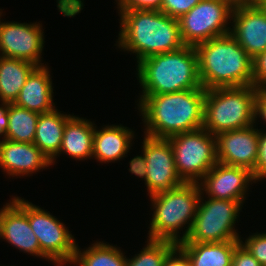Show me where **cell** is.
I'll return each mask as SVG.
<instances>
[{
    "mask_svg": "<svg viewBox=\"0 0 266 266\" xmlns=\"http://www.w3.org/2000/svg\"><path fill=\"white\" fill-rule=\"evenodd\" d=\"M206 90L198 88L159 95H140L136 105L144 135L167 139L203 128Z\"/></svg>",
    "mask_w": 266,
    "mask_h": 266,
    "instance_id": "cell-1",
    "label": "cell"
},
{
    "mask_svg": "<svg viewBox=\"0 0 266 266\" xmlns=\"http://www.w3.org/2000/svg\"><path fill=\"white\" fill-rule=\"evenodd\" d=\"M118 11L120 31L115 46L135 54L136 64L149 56L185 46L178 19L156 10Z\"/></svg>",
    "mask_w": 266,
    "mask_h": 266,
    "instance_id": "cell-2",
    "label": "cell"
},
{
    "mask_svg": "<svg viewBox=\"0 0 266 266\" xmlns=\"http://www.w3.org/2000/svg\"><path fill=\"white\" fill-rule=\"evenodd\" d=\"M195 49L205 90L253 85L252 58L230 33L202 42Z\"/></svg>",
    "mask_w": 266,
    "mask_h": 266,
    "instance_id": "cell-3",
    "label": "cell"
},
{
    "mask_svg": "<svg viewBox=\"0 0 266 266\" xmlns=\"http://www.w3.org/2000/svg\"><path fill=\"white\" fill-rule=\"evenodd\" d=\"M139 95H159L203 88L198 74V55L194 46L149 56L136 65Z\"/></svg>",
    "mask_w": 266,
    "mask_h": 266,
    "instance_id": "cell-4",
    "label": "cell"
},
{
    "mask_svg": "<svg viewBox=\"0 0 266 266\" xmlns=\"http://www.w3.org/2000/svg\"><path fill=\"white\" fill-rule=\"evenodd\" d=\"M200 196L199 184L192 182H183L177 187L149 196L153 212L147 239L175 244L185 241L192 227Z\"/></svg>",
    "mask_w": 266,
    "mask_h": 266,
    "instance_id": "cell-5",
    "label": "cell"
},
{
    "mask_svg": "<svg viewBox=\"0 0 266 266\" xmlns=\"http://www.w3.org/2000/svg\"><path fill=\"white\" fill-rule=\"evenodd\" d=\"M257 90L253 85L206 90L203 128L216 136L254 125Z\"/></svg>",
    "mask_w": 266,
    "mask_h": 266,
    "instance_id": "cell-6",
    "label": "cell"
},
{
    "mask_svg": "<svg viewBox=\"0 0 266 266\" xmlns=\"http://www.w3.org/2000/svg\"><path fill=\"white\" fill-rule=\"evenodd\" d=\"M205 198L201 194L192 227L183 242L240 241L242 237L235 224L240 219L243 204L235 200Z\"/></svg>",
    "mask_w": 266,
    "mask_h": 266,
    "instance_id": "cell-7",
    "label": "cell"
},
{
    "mask_svg": "<svg viewBox=\"0 0 266 266\" xmlns=\"http://www.w3.org/2000/svg\"><path fill=\"white\" fill-rule=\"evenodd\" d=\"M28 216L41 252L54 264H71L77 242L72 231L47 210L19 196L11 198Z\"/></svg>",
    "mask_w": 266,
    "mask_h": 266,
    "instance_id": "cell-8",
    "label": "cell"
},
{
    "mask_svg": "<svg viewBox=\"0 0 266 266\" xmlns=\"http://www.w3.org/2000/svg\"><path fill=\"white\" fill-rule=\"evenodd\" d=\"M167 139L173 148L176 172L183 182L198 183L218 162L216 137L205 128Z\"/></svg>",
    "mask_w": 266,
    "mask_h": 266,
    "instance_id": "cell-9",
    "label": "cell"
},
{
    "mask_svg": "<svg viewBox=\"0 0 266 266\" xmlns=\"http://www.w3.org/2000/svg\"><path fill=\"white\" fill-rule=\"evenodd\" d=\"M234 5V0H201L178 19L183 43L195 47L230 33Z\"/></svg>",
    "mask_w": 266,
    "mask_h": 266,
    "instance_id": "cell-10",
    "label": "cell"
},
{
    "mask_svg": "<svg viewBox=\"0 0 266 266\" xmlns=\"http://www.w3.org/2000/svg\"><path fill=\"white\" fill-rule=\"evenodd\" d=\"M0 9V56L15 58L44 66L42 51L45 38L42 23H19L16 21H1Z\"/></svg>",
    "mask_w": 266,
    "mask_h": 266,
    "instance_id": "cell-11",
    "label": "cell"
},
{
    "mask_svg": "<svg viewBox=\"0 0 266 266\" xmlns=\"http://www.w3.org/2000/svg\"><path fill=\"white\" fill-rule=\"evenodd\" d=\"M142 144L141 149L147 164V196L181 185L183 181L176 172L173 148L169 140L144 135Z\"/></svg>",
    "mask_w": 266,
    "mask_h": 266,
    "instance_id": "cell-12",
    "label": "cell"
},
{
    "mask_svg": "<svg viewBox=\"0 0 266 266\" xmlns=\"http://www.w3.org/2000/svg\"><path fill=\"white\" fill-rule=\"evenodd\" d=\"M253 183L258 182L249 169L219 162L198 182L201 194L206 193L205 197L240 201L243 205L248 196L249 186Z\"/></svg>",
    "mask_w": 266,
    "mask_h": 266,
    "instance_id": "cell-13",
    "label": "cell"
},
{
    "mask_svg": "<svg viewBox=\"0 0 266 266\" xmlns=\"http://www.w3.org/2000/svg\"><path fill=\"white\" fill-rule=\"evenodd\" d=\"M256 124L259 123L215 136L219 163L249 169L254 175L259 149V129Z\"/></svg>",
    "mask_w": 266,
    "mask_h": 266,
    "instance_id": "cell-14",
    "label": "cell"
},
{
    "mask_svg": "<svg viewBox=\"0 0 266 266\" xmlns=\"http://www.w3.org/2000/svg\"><path fill=\"white\" fill-rule=\"evenodd\" d=\"M230 34L253 59L266 50V12L254 4H235Z\"/></svg>",
    "mask_w": 266,
    "mask_h": 266,
    "instance_id": "cell-15",
    "label": "cell"
},
{
    "mask_svg": "<svg viewBox=\"0 0 266 266\" xmlns=\"http://www.w3.org/2000/svg\"><path fill=\"white\" fill-rule=\"evenodd\" d=\"M13 245L19 252L50 261L40 250L27 214L12 200L0 209V240Z\"/></svg>",
    "mask_w": 266,
    "mask_h": 266,
    "instance_id": "cell-16",
    "label": "cell"
},
{
    "mask_svg": "<svg viewBox=\"0 0 266 266\" xmlns=\"http://www.w3.org/2000/svg\"><path fill=\"white\" fill-rule=\"evenodd\" d=\"M51 165L50 159L34 143L0 140V169L9 178L31 176Z\"/></svg>",
    "mask_w": 266,
    "mask_h": 266,
    "instance_id": "cell-17",
    "label": "cell"
},
{
    "mask_svg": "<svg viewBox=\"0 0 266 266\" xmlns=\"http://www.w3.org/2000/svg\"><path fill=\"white\" fill-rule=\"evenodd\" d=\"M103 126L99 129L95 124L92 158L102 164L126 158V154L132 149V143L134 144V130L122 124Z\"/></svg>",
    "mask_w": 266,
    "mask_h": 266,
    "instance_id": "cell-18",
    "label": "cell"
},
{
    "mask_svg": "<svg viewBox=\"0 0 266 266\" xmlns=\"http://www.w3.org/2000/svg\"><path fill=\"white\" fill-rule=\"evenodd\" d=\"M49 66L36 67L22 86L15 104L32 112L42 114L53 111L56 106L53 100V82Z\"/></svg>",
    "mask_w": 266,
    "mask_h": 266,
    "instance_id": "cell-19",
    "label": "cell"
},
{
    "mask_svg": "<svg viewBox=\"0 0 266 266\" xmlns=\"http://www.w3.org/2000/svg\"><path fill=\"white\" fill-rule=\"evenodd\" d=\"M94 129L93 121L73 114L66 121L61 148L51 164L54 165L56 159L64 153L78 161L92 159Z\"/></svg>",
    "mask_w": 266,
    "mask_h": 266,
    "instance_id": "cell-20",
    "label": "cell"
},
{
    "mask_svg": "<svg viewBox=\"0 0 266 266\" xmlns=\"http://www.w3.org/2000/svg\"><path fill=\"white\" fill-rule=\"evenodd\" d=\"M240 241L181 242L177 246L186 254L191 266H231L235 247Z\"/></svg>",
    "mask_w": 266,
    "mask_h": 266,
    "instance_id": "cell-21",
    "label": "cell"
},
{
    "mask_svg": "<svg viewBox=\"0 0 266 266\" xmlns=\"http://www.w3.org/2000/svg\"><path fill=\"white\" fill-rule=\"evenodd\" d=\"M55 108L48 113L39 114L33 143L50 161L59 153L66 121L71 114L61 113Z\"/></svg>",
    "mask_w": 266,
    "mask_h": 266,
    "instance_id": "cell-22",
    "label": "cell"
},
{
    "mask_svg": "<svg viewBox=\"0 0 266 266\" xmlns=\"http://www.w3.org/2000/svg\"><path fill=\"white\" fill-rule=\"evenodd\" d=\"M36 67L26 61L0 56V104L15 102L29 74Z\"/></svg>",
    "mask_w": 266,
    "mask_h": 266,
    "instance_id": "cell-23",
    "label": "cell"
},
{
    "mask_svg": "<svg viewBox=\"0 0 266 266\" xmlns=\"http://www.w3.org/2000/svg\"><path fill=\"white\" fill-rule=\"evenodd\" d=\"M96 241L82 250L77 244L71 265L76 266H126L127 257L117 245ZM81 249V250H80Z\"/></svg>",
    "mask_w": 266,
    "mask_h": 266,
    "instance_id": "cell-24",
    "label": "cell"
},
{
    "mask_svg": "<svg viewBox=\"0 0 266 266\" xmlns=\"http://www.w3.org/2000/svg\"><path fill=\"white\" fill-rule=\"evenodd\" d=\"M5 105L8 107V130L5 139L33 143L39 114L15 103H6Z\"/></svg>",
    "mask_w": 266,
    "mask_h": 266,
    "instance_id": "cell-25",
    "label": "cell"
},
{
    "mask_svg": "<svg viewBox=\"0 0 266 266\" xmlns=\"http://www.w3.org/2000/svg\"><path fill=\"white\" fill-rule=\"evenodd\" d=\"M145 246L132 258H127L126 266H163L168 254L177 246L170 241H145Z\"/></svg>",
    "mask_w": 266,
    "mask_h": 266,
    "instance_id": "cell-26",
    "label": "cell"
},
{
    "mask_svg": "<svg viewBox=\"0 0 266 266\" xmlns=\"http://www.w3.org/2000/svg\"><path fill=\"white\" fill-rule=\"evenodd\" d=\"M240 242L248 249L252 256L261 264L266 266V232H256L249 235L244 241Z\"/></svg>",
    "mask_w": 266,
    "mask_h": 266,
    "instance_id": "cell-27",
    "label": "cell"
},
{
    "mask_svg": "<svg viewBox=\"0 0 266 266\" xmlns=\"http://www.w3.org/2000/svg\"><path fill=\"white\" fill-rule=\"evenodd\" d=\"M200 1L201 0H162L160 11L170 17L179 19Z\"/></svg>",
    "mask_w": 266,
    "mask_h": 266,
    "instance_id": "cell-28",
    "label": "cell"
},
{
    "mask_svg": "<svg viewBox=\"0 0 266 266\" xmlns=\"http://www.w3.org/2000/svg\"><path fill=\"white\" fill-rule=\"evenodd\" d=\"M262 129L259 128L258 159L254 169V178L257 182L266 179V130Z\"/></svg>",
    "mask_w": 266,
    "mask_h": 266,
    "instance_id": "cell-29",
    "label": "cell"
},
{
    "mask_svg": "<svg viewBox=\"0 0 266 266\" xmlns=\"http://www.w3.org/2000/svg\"><path fill=\"white\" fill-rule=\"evenodd\" d=\"M118 10L160 11L162 0H115Z\"/></svg>",
    "mask_w": 266,
    "mask_h": 266,
    "instance_id": "cell-30",
    "label": "cell"
},
{
    "mask_svg": "<svg viewBox=\"0 0 266 266\" xmlns=\"http://www.w3.org/2000/svg\"><path fill=\"white\" fill-rule=\"evenodd\" d=\"M253 86L266 87V50L252 59Z\"/></svg>",
    "mask_w": 266,
    "mask_h": 266,
    "instance_id": "cell-31",
    "label": "cell"
},
{
    "mask_svg": "<svg viewBox=\"0 0 266 266\" xmlns=\"http://www.w3.org/2000/svg\"><path fill=\"white\" fill-rule=\"evenodd\" d=\"M231 266H261L247 248L240 242L234 250Z\"/></svg>",
    "mask_w": 266,
    "mask_h": 266,
    "instance_id": "cell-32",
    "label": "cell"
},
{
    "mask_svg": "<svg viewBox=\"0 0 266 266\" xmlns=\"http://www.w3.org/2000/svg\"><path fill=\"white\" fill-rule=\"evenodd\" d=\"M129 172L146 182L147 164L143 152L129 161Z\"/></svg>",
    "mask_w": 266,
    "mask_h": 266,
    "instance_id": "cell-33",
    "label": "cell"
},
{
    "mask_svg": "<svg viewBox=\"0 0 266 266\" xmlns=\"http://www.w3.org/2000/svg\"><path fill=\"white\" fill-rule=\"evenodd\" d=\"M163 266H191L186 254L176 246L165 259Z\"/></svg>",
    "mask_w": 266,
    "mask_h": 266,
    "instance_id": "cell-34",
    "label": "cell"
},
{
    "mask_svg": "<svg viewBox=\"0 0 266 266\" xmlns=\"http://www.w3.org/2000/svg\"><path fill=\"white\" fill-rule=\"evenodd\" d=\"M261 118L266 123V87H260L256 95L255 119Z\"/></svg>",
    "mask_w": 266,
    "mask_h": 266,
    "instance_id": "cell-35",
    "label": "cell"
},
{
    "mask_svg": "<svg viewBox=\"0 0 266 266\" xmlns=\"http://www.w3.org/2000/svg\"><path fill=\"white\" fill-rule=\"evenodd\" d=\"M8 130V107L0 104V138L5 139Z\"/></svg>",
    "mask_w": 266,
    "mask_h": 266,
    "instance_id": "cell-36",
    "label": "cell"
},
{
    "mask_svg": "<svg viewBox=\"0 0 266 266\" xmlns=\"http://www.w3.org/2000/svg\"><path fill=\"white\" fill-rule=\"evenodd\" d=\"M261 0H234L235 4H254L259 3Z\"/></svg>",
    "mask_w": 266,
    "mask_h": 266,
    "instance_id": "cell-37",
    "label": "cell"
},
{
    "mask_svg": "<svg viewBox=\"0 0 266 266\" xmlns=\"http://www.w3.org/2000/svg\"><path fill=\"white\" fill-rule=\"evenodd\" d=\"M258 4L266 12V0H261Z\"/></svg>",
    "mask_w": 266,
    "mask_h": 266,
    "instance_id": "cell-38",
    "label": "cell"
},
{
    "mask_svg": "<svg viewBox=\"0 0 266 266\" xmlns=\"http://www.w3.org/2000/svg\"><path fill=\"white\" fill-rule=\"evenodd\" d=\"M53 265H56V266H66V264H53Z\"/></svg>",
    "mask_w": 266,
    "mask_h": 266,
    "instance_id": "cell-39",
    "label": "cell"
}]
</instances>
